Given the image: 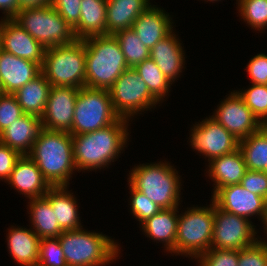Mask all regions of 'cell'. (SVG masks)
<instances>
[{
	"label": "cell",
	"instance_id": "obj_1",
	"mask_svg": "<svg viewBox=\"0 0 267 266\" xmlns=\"http://www.w3.org/2000/svg\"><path fill=\"white\" fill-rule=\"evenodd\" d=\"M128 119L120 118L110 126L72 136L73 158L76 169L96 170L108 167L127 147ZM112 161V162H111Z\"/></svg>",
	"mask_w": 267,
	"mask_h": 266
},
{
	"label": "cell",
	"instance_id": "obj_2",
	"mask_svg": "<svg viewBox=\"0 0 267 266\" xmlns=\"http://www.w3.org/2000/svg\"><path fill=\"white\" fill-rule=\"evenodd\" d=\"M28 156L52 187L68 186L76 170L72 135L69 132L43 128Z\"/></svg>",
	"mask_w": 267,
	"mask_h": 266
},
{
	"label": "cell",
	"instance_id": "obj_3",
	"mask_svg": "<svg viewBox=\"0 0 267 266\" xmlns=\"http://www.w3.org/2000/svg\"><path fill=\"white\" fill-rule=\"evenodd\" d=\"M85 87L109 90L119 76L129 69L117 39L113 35L87 37Z\"/></svg>",
	"mask_w": 267,
	"mask_h": 266
},
{
	"label": "cell",
	"instance_id": "obj_4",
	"mask_svg": "<svg viewBox=\"0 0 267 266\" xmlns=\"http://www.w3.org/2000/svg\"><path fill=\"white\" fill-rule=\"evenodd\" d=\"M58 238L67 266H105L120 253L119 244L112 238L83 230V227L63 231Z\"/></svg>",
	"mask_w": 267,
	"mask_h": 266
},
{
	"label": "cell",
	"instance_id": "obj_5",
	"mask_svg": "<svg viewBox=\"0 0 267 266\" xmlns=\"http://www.w3.org/2000/svg\"><path fill=\"white\" fill-rule=\"evenodd\" d=\"M147 164L134 166L128 182L161 209L178 207L181 182L174 166L166 161Z\"/></svg>",
	"mask_w": 267,
	"mask_h": 266
},
{
	"label": "cell",
	"instance_id": "obj_6",
	"mask_svg": "<svg viewBox=\"0 0 267 266\" xmlns=\"http://www.w3.org/2000/svg\"><path fill=\"white\" fill-rule=\"evenodd\" d=\"M85 43L76 39L68 45L45 49L41 73L51 86L85 87Z\"/></svg>",
	"mask_w": 267,
	"mask_h": 266
},
{
	"label": "cell",
	"instance_id": "obj_7",
	"mask_svg": "<svg viewBox=\"0 0 267 266\" xmlns=\"http://www.w3.org/2000/svg\"><path fill=\"white\" fill-rule=\"evenodd\" d=\"M210 207H192L179 215L174 254L197 258L210 249L213 238L215 202Z\"/></svg>",
	"mask_w": 267,
	"mask_h": 266
},
{
	"label": "cell",
	"instance_id": "obj_8",
	"mask_svg": "<svg viewBox=\"0 0 267 266\" xmlns=\"http://www.w3.org/2000/svg\"><path fill=\"white\" fill-rule=\"evenodd\" d=\"M45 49L73 43V28L50 4L42 7L23 8L13 18Z\"/></svg>",
	"mask_w": 267,
	"mask_h": 266
},
{
	"label": "cell",
	"instance_id": "obj_9",
	"mask_svg": "<svg viewBox=\"0 0 267 266\" xmlns=\"http://www.w3.org/2000/svg\"><path fill=\"white\" fill-rule=\"evenodd\" d=\"M120 119L115 112L109 90L79 88L70 134L80 135L110 126Z\"/></svg>",
	"mask_w": 267,
	"mask_h": 266
},
{
	"label": "cell",
	"instance_id": "obj_10",
	"mask_svg": "<svg viewBox=\"0 0 267 266\" xmlns=\"http://www.w3.org/2000/svg\"><path fill=\"white\" fill-rule=\"evenodd\" d=\"M115 112L120 118L130 119L159 101L150 93L147 84L133 68L125 70L109 89ZM132 116V117H131Z\"/></svg>",
	"mask_w": 267,
	"mask_h": 266
},
{
	"label": "cell",
	"instance_id": "obj_11",
	"mask_svg": "<svg viewBox=\"0 0 267 266\" xmlns=\"http://www.w3.org/2000/svg\"><path fill=\"white\" fill-rule=\"evenodd\" d=\"M250 219L228 213L215 204L213 238L210 248L241 250L255 243V226Z\"/></svg>",
	"mask_w": 267,
	"mask_h": 266
},
{
	"label": "cell",
	"instance_id": "obj_12",
	"mask_svg": "<svg viewBox=\"0 0 267 266\" xmlns=\"http://www.w3.org/2000/svg\"><path fill=\"white\" fill-rule=\"evenodd\" d=\"M193 126L189 138L192 148L208 157V162L239 148V140L211 116Z\"/></svg>",
	"mask_w": 267,
	"mask_h": 266
},
{
	"label": "cell",
	"instance_id": "obj_13",
	"mask_svg": "<svg viewBox=\"0 0 267 266\" xmlns=\"http://www.w3.org/2000/svg\"><path fill=\"white\" fill-rule=\"evenodd\" d=\"M215 112L211 117L238 140L250 136L263 126L253 112L245 105L237 91L231 92L221 102Z\"/></svg>",
	"mask_w": 267,
	"mask_h": 266
},
{
	"label": "cell",
	"instance_id": "obj_14",
	"mask_svg": "<svg viewBox=\"0 0 267 266\" xmlns=\"http://www.w3.org/2000/svg\"><path fill=\"white\" fill-rule=\"evenodd\" d=\"M78 92L79 88L75 87L51 86L46 108L41 117L44 129L71 132Z\"/></svg>",
	"mask_w": 267,
	"mask_h": 266
},
{
	"label": "cell",
	"instance_id": "obj_15",
	"mask_svg": "<svg viewBox=\"0 0 267 266\" xmlns=\"http://www.w3.org/2000/svg\"><path fill=\"white\" fill-rule=\"evenodd\" d=\"M0 49L42 66L45 48L13 18L0 21Z\"/></svg>",
	"mask_w": 267,
	"mask_h": 266
},
{
	"label": "cell",
	"instance_id": "obj_16",
	"mask_svg": "<svg viewBox=\"0 0 267 266\" xmlns=\"http://www.w3.org/2000/svg\"><path fill=\"white\" fill-rule=\"evenodd\" d=\"M212 200L222 210L249 219L257 214L263 221L265 216L266 200L244 189L240 184L220 188Z\"/></svg>",
	"mask_w": 267,
	"mask_h": 266
},
{
	"label": "cell",
	"instance_id": "obj_17",
	"mask_svg": "<svg viewBox=\"0 0 267 266\" xmlns=\"http://www.w3.org/2000/svg\"><path fill=\"white\" fill-rule=\"evenodd\" d=\"M41 73L38 63L16 57L0 49V83L2 93L14 94Z\"/></svg>",
	"mask_w": 267,
	"mask_h": 266
},
{
	"label": "cell",
	"instance_id": "obj_18",
	"mask_svg": "<svg viewBox=\"0 0 267 266\" xmlns=\"http://www.w3.org/2000/svg\"><path fill=\"white\" fill-rule=\"evenodd\" d=\"M6 181L12 185V188L17 189L29 199L43 197L52 188L36 163L28 155H22L16 161L13 171Z\"/></svg>",
	"mask_w": 267,
	"mask_h": 266
},
{
	"label": "cell",
	"instance_id": "obj_19",
	"mask_svg": "<svg viewBox=\"0 0 267 266\" xmlns=\"http://www.w3.org/2000/svg\"><path fill=\"white\" fill-rule=\"evenodd\" d=\"M156 5L149 6L133 22L132 30L150 50L173 31L172 18Z\"/></svg>",
	"mask_w": 267,
	"mask_h": 266
},
{
	"label": "cell",
	"instance_id": "obj_20",
	"mask_svg": "<svg viewBox=\"0 0 267 266\" xmlns=\"http://www.w3.org/2000/svg\"><path fill=\"white\" fill-rule=\"evenodd\" d=\"M42 129L40 117L23 114L0 133V142L21 156L28 155Z\"/></svg>",
	"mask_w": 267,
	"mask_h": 266
},
{
	"label": "cell",
	"instance_id": "obj_21",
	"mask_svg": "<svg viewBox=\"0 0 267 266\" xmlns=\"http://www.w3.org/2000/svg\"><path fill=\"white\" fill-rule=\"evenodd\" d=\"M176 36L172 31L164 39L158 41L150 52V58L172 83L179 77L185 65L183 64L185 52Z\"/></svg>",
	"mask_w": 267,
	"mask_h": 266
},
{
	"label": "cell",
	"instance_id": "obj_22",
	"mask_svg": "<svg viewBox=\"0 0 267 266\" xmlns=\"http://www.w3.org/2000/svg\"><path fill=\"white\" fill-rule=\"evenodd\" d=\"M208 167V175L215 183L213 195L222 187L240 184L247 170L239 148L231 153L212 159Z\"/></svg>",
	"mask_w": 267,
	"mask_h": 266
},
{
	"label": "cell",
	"instance_id": "obj_23",
	"mask_svg": "<svg viewBox=\"0 0 267 266\" xmlns=\"http://www.w3.org/2000/svg\"><path fill=\"white\" fill-rule=\"evenodd\" d=\"M150 0H107V35L130 29L137 17L151 4Z\"/></svg>",
	"mask_w": 267,
	"mask_h": 266
},
{
	"label": "cell",
	"instance_id": "obj_24",
	"mask_svg": "<svg viewBox=\"0 0 267 266\" xmlns=\"http://www.w3.org/2000/svg\"><path fill=\"white\" fill-rule=\"evenodd\" d=\"M80 20L73 29L76 39L107 35V0H81Z\"/></svg>",
	"mask_w": 267,
	"mask_h": 266
},
{
	"label": "cell",
	"instance_id": "obj_25",
	"mask_svg": "<svg viewBox=\"0 0 267 266\" xmlns=\"http://www.w3.org/2000/svg\"><path fill=\"white\" fill-rule=\"evenodd\" d=\"M7 242L9 253L19 265H38L40 238L31 229L10 227Z\"/></svg>",
	"mask_w": 267,
	"mask_h": 266
},
{
	"label": "cell",
	"instance_id": "obj_26",
	"mask_svg": "<svg viewBox=\"0 0 267 266\" xmlns=\"http://www.w3.org/2000/svg\"><path fill=\"white\" fill-rule=\"evenodd\" d=\"M178 207L162 209L156 215L144 221L140 227L154 241L165 243V250L174 253V245L177 234Z\"/></svg>",
	"mask_w": 267,
	"mask_h": 266
},
{
	"label": "cell",
	"instance_id": "obj_27",
	"mask_svg": "<svg viewBox=\"0 0 267 266\" xmlns=\"http://www.w3.org/2000/svg\"><path fill=\"white\" fill-rule=\"evenodd\" d=\"M72 194L67 190V186L52 187L45 194L63 231L78 230L82 227L77 201Z\"/></svg>",
	"mask_w": 267,
	"mask_h": 266
},
{
	"label": "cell",
	"instance_id": "obj_28",
	"mask_svg": "<svg viewBox=\"0 0 267 266\" xmlns=\"http://www.w3.org/2000/svg\"><path fill=\"white\" fill-rule=\"evenodd\" d=\"M51 84L40 73L33 80L27 82L13 95L21 106L24 114L42 117L46 108Z\"/></svg>",
	"mask_w": 267,
	"mask_h": 266
},
{
	"label": "cell",
	"instance_id": "obj_29",
	"mask_svg": "<svg viewBox=\"0 0 267 266\" xmlns=\"http://www.w3.org/2000/svg\"><path fill=\"white\" fill-rule=\"evenodd\" d=\"M28 203L32 231L40 239L59 237L63 230L60 228L58 220H56L55 212L52 210L48 199L43 196L30 199Z\"/></svg>",
	"mask_w": 267,
	"mask_h": 266
},
{
	"label": "cell",
	"instance_id": "obj_30",
	"mask_svg": "<svg viewBox=\"0 0 267 266\" xmlns=\"http://www.w3.org/2000/svg\"><path fill=\"white\" fill-rule=\"evenodd\" d=\"M239 149L248 170L267 173V126L239 140Z\"/></svg>",
	"mask_w": 267,
	"mask_h": 266
},
{
	"label": "cell",
	"instance_id": "obj_31",
	"mask_svg": "<svg viewBox=\"0 0 267 266\" xmlns=\"http://www.w3.org/2000/svg\"><path fill=\"white\" fill-rule=\"evenodd\" d=\"M147 84L150 93L160 102L168 94L170 82L156 63L151 59L144 60L133 68Z\"/></svg>",
	"mask_w": 267,
	"mask_h": 266
},
{
	"label": "cell",
	"instance_id": "obj_32",
	"mask_svg": "<svg viewBox=\"0 0 267 266\" xmlns=\"http://www.w3.org/2000/svg\"><path fill=\"white\" fill-rule=\"evenodd\" d=\"M113 36L117 39L129 68H134L150 58L151 50L140 41L131 28L119 31Z\"/></svg>",
	"mask_w": 267,
	"mask_h": 266
},
{
	"label": "cell",
	"instance_id": "obj_33",
	"mask_svg": "<svg viewBox=\"0 0 267 266\" xmlns=\"http://www.w3.org/2000/svg\"><path fill=\"white\" fill-rule=\"evenodd\" d=\"M243 20L254 30L267 28V0H237Z\"/></svg>",
	"mask_w": 267,
	"mask_h": 266
},
{
	"label": "cell",
	"instance_id": "obj_34",
	"mask_svg": "<svg viewBox=\"0 0 267 266\" xmlns=\"http://www.w3.org/2000/svg\"><path fill=\"white\" fill-rule=\"evenodd\" d=\"M245 105L263 124H267V85L252 84L248 90L237 91Z\"/></svg>",
	"mask_w": 267,
	"mask_h": 266
},
{
	"label": "cell",
	"instance_id": "obj_35",
	"mask_svg": "<svg viewBox=\"0 0 267 266\" xmlns=\"http://www.w3.org/2000/svg\"><path fill=\"white\" fill-rule=\"evenodd\" d=\"M37 266H67L58 237L40 239Z\"/></svg>",
	"mask_w": 267,
	"mask_h": 266
},
{
	"label": "cell",
	"instance_id": "obj_36",
	"mask_svg": "<svg viewBox=\"0 0 267 266\" xmlns=\"http://www.w3.org/2000/svg\"><path fill=\"white\" fill-rule=\"evenodd\" d=\"M128 185L131 192V212L133 216L140 222V224L162 210L157 204H155L153 201H150L149 198L135 189L130 183Z\"/></svg>",
	"mask_w": 267,
	"mask_h": 266
},
{
	"label": "cell",
	"instance_id": "obj_37",
	"mask_svg": "<svg viewBox=\"0 0 267 266\" xmlns=\"http://www.w3.org/2000/svg\"><path fill=\"white\" fill-rule=\"evenodd\" d=\"M196 259L199 266H238V250L210 248Z\"/></svg>",
	"mask_w": 267,
	"mask_h": 266
},
{
	"label": "cell",
	"instance_id": "obj_38",
	"mask_svg": "<svg viewBox=\"0 0 267 266\" xmlns=\"http://www.w3.org/2000/svg\"><path fill=\"white\" fill-rule=\"evenodd\" d=\"M238 266H267V242L257 240L238 250Z\"/></svg>",
	"mask_w": 267,
	"mask_h": 266
},
{
	"label": "cell",
	"instance_id": "obj_39",
	"mask_svg": "<svg viewBox=\"0 0 267 266\" xmlns=\"http://www.w3.org/2000/svg\"><path fill=\"white\" fill-rule=\"evenodd\" d=\"M24 114L13 94H0V133Z\"/></svg>",
	"mask_w": 267,
	"mask_h": 266
},
{
	"label": "cell",
	"instance_id": "obj_40",
	"mask_svg": "<svg viewBox=\"0 0 267 266\" xmlns=\"http://www.w3.org/2000/svg\"><path fill=\"white\" fill-rule=\"evenodd\" d=\"M59 15L74 29L80 20L81 0H51Z\"/></svg>",
	"mask_w": 267,
	"mask_h": 266
},
{
	"label": "cell",
	"instance_id": "obj_41",
	"mask_svg": "<svg viewBox=\"0 0 267 266\" xmlns=\"http://www.w3.org/2000/svg\"><path fill=\"white\" fill-rule=\"evenodd\" d=\"M240 185L251 193L263 197L267 201V173L263 171L246 170Z\"/></svg>",
	"mask_w": 267,
	"mask_h": 266
},
{
	"label": "cell",
	"instance_id": "obj_42",
	"mask_svg": "<svg viewBox=\"0 0 267 266\" xmlns=\"http://www.w3.org/2000/svg\"><path fill=\"white\" fill-rule=\"evenodd\" d=\"M246 69L252 84L267 85V55L263 53L255 55Z\"/></svg>",
	"mask_w": 267,
	"mask_h": 266
},
{
	"label": "cell",
	"instance_id": "obj_43",
	"mask_svg": "<svg viewBox=\"0 0 267 266\" xmlns=\"http://www.w3.org/2000/svg\"><path fill=\"white\" fill-rule=\"evenodd\" d=\"M21 155L0 142V179L7 180Z\"/></svg>",
	"mask_w": 267,
	"mask_h": 266
},
{
	"label": "cell",
	"instance_id": "obj_44",
	"mask_svg": "<svg viewBox=\"0 0 267 266\" xmlns=\"http://www.w3.org/2000/svg\"><path fill=\"white\" fill-rule=\"evenodd\" d=\"M0 10H3L5 19L14 18L21 10L19 7L18 0H0Z\"/></svg>",
	"mask_w": 267,
	"mask_h": 266
},
{
	"label": "cell",
	"instance_id": "obj_45",
	"mask_svg": "<svg viewBox=\"0 0 267 266\" xmlns=\"http://www.w3.org/2000/svg\"><path fill=\"white\" fill-rule=\"evenodd\" d=\"M20 9L49 5L51 0H18Z\"/></svg>",
	"mask_w": 267,
	"mask_h": 266
},
{
	"label": "cell",
	"instance_id": "obj_46",
	"mask_svg": "<svg viewBox=\"0 0 267 266\" xmlns=\"http://www.w3.org/2000/svg\"><path fill=\"white\" fill-rule=\"evenodd\" d=\"M263 226H264V230H266V234H267V201H266V208H265V216H264V219H263Z\"/></svg>",
	"mask_w": 267,
	"mask_h": 266
},
{
	"label": "cell",
	"instance_id": "obj_47",
	"mask_svg": "<svg viewBox=\"0 0 267 266\" xmlns=\"http://www.w3.org/2000/svg\"><path fill=\"white\" fill-rule=\"evenodd\" d=\"M2 93V86H1V83H0V94Z\"/></svg>",
	"mask_w": 267,
	"mask_h": 266
}]
</instances>
